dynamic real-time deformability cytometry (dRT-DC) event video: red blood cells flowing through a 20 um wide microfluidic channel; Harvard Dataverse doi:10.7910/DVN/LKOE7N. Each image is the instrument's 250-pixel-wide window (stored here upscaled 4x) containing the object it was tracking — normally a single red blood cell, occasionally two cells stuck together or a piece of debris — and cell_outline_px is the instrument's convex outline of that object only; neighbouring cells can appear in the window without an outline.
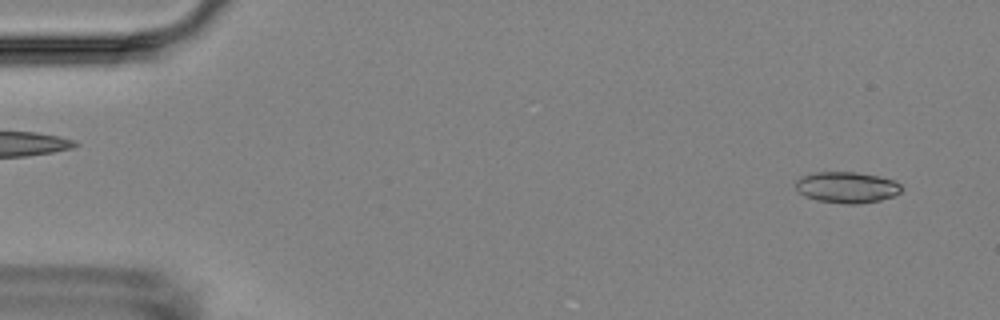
{"species": "Egyptian fruit bat (a non-hibernating species)", "species_latin": "Rousettus aegyptiacus", "temperature_condition": "room temperature", "stored_images_in_passage": 5, "camera_frame_rate_fps": 3000, "um_per_image_px": 0.085, "animal": {"sex": "female"}, "frame": {"image": 1, "passage_image": 1, "time_ms": 0.0, "image_size_px": [1000, 320], "cell_outline_px": [[900, 192], [892, 196], [880, 200], [856, 204], [848, 204], [816, 200], [804, 196], [796, 188], [796, 180], [800, 176], [816, 172], [856, 172], [880, 176], [896, 180], [900, 184]], "centroid_in_image_um": [71.97, 15.91], "position_along_channel_um": 13.0, "area_um2": 19.19}}
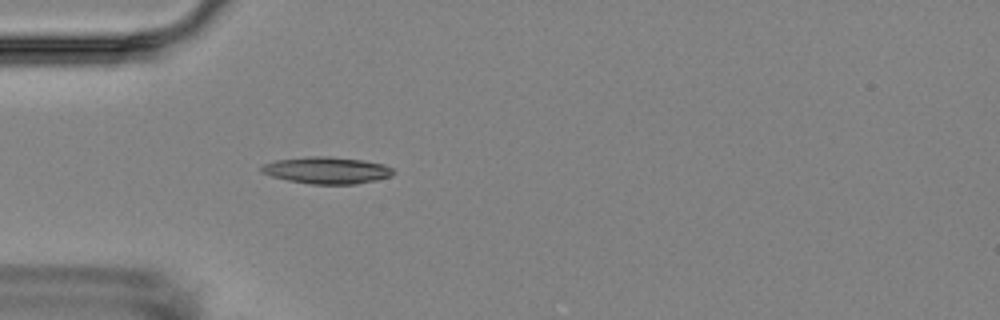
{"frame": {"image": 2, "passage_image": 5, "time_ms": 4.333, "image_size_px": [1000, 320], "cell_outline_px": [[396, 172], [392, 176], [376, 180], [356, 184], [312, 184], [288, 180], [272, 176], [260, 172], [260, 168], [264, 164], [276, 160], [312, 156], [328, 156], [364, 160], [384, 164], [392, 168]], "centroid_in_image_um": [27.81, 14.47], "position_along_channel_um": 57.2, "area_um2": 20.63}}